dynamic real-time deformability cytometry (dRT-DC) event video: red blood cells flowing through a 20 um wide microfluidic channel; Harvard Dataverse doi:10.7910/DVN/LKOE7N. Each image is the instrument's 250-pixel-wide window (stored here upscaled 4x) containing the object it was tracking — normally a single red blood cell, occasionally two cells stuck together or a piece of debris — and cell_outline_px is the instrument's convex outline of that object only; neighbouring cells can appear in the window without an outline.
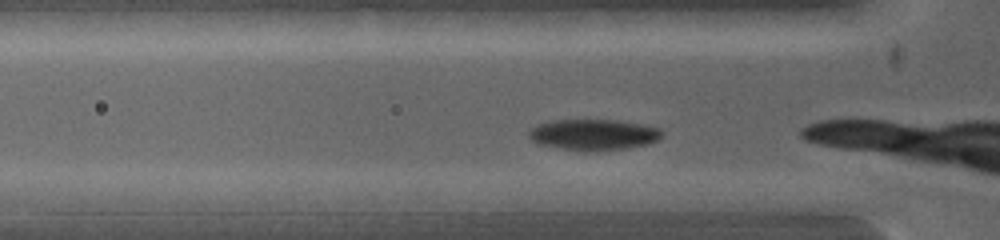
{"species": "common noctule bat (a hibernating species)", "species_latin": "Nyctalus noctula", "temperature_condition": "warm", "stored_images_in_passage": 10, "camera_frame_rate_fps": 5000, "um_per_image_px": 0.085, "animal": {"sex": "female", "body_mass_g": 19.0, "forearm_length_mm": 53.3}, "frame": {"image": 1, "passage_image": 4, "time_ms": 0.6, "image_size_px": [1000, 240], "cell_outline_px": [[664, 132], [656, 140], [644, 144], [620, 148], [564, 148], [540, 144], [532, 140], [528, 136], [528, 132], [536, 124], [552, 120], [616, 120], [640, 124], [660, 128]], "centroid_in_image_um": [50.41, 11.38], "position_along_channel_um": 75.4, "area_um2": 22.77}}
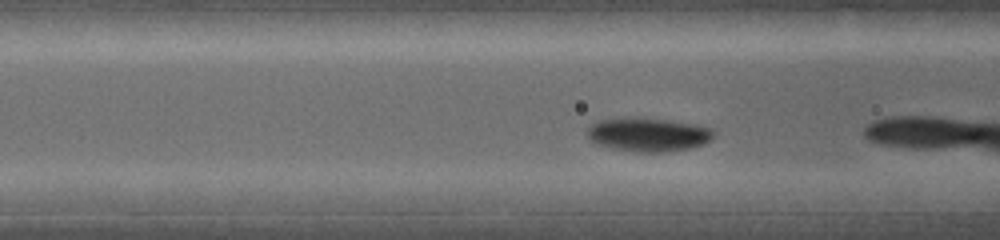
{"frame": {"image": 2, "passage_image": 7, "time_ms": 1.2, "image_size_px": [1000, 240], "cell_outline_px": [[716, 136], [712, 140], [704, 144], [688, 148], [656, 152], [644, 152], [616, 148], [600, 144], [592, 140], [588, 136], [588, 124], [596, 120], [632, 116], [636, 116], [672, 120], [696, 124], [712, 128], [716, 132]], "centroid_in_image_um": [55.14, 11.38], "position_along_channel_um": 111.5, "area_um2": 25.09}}